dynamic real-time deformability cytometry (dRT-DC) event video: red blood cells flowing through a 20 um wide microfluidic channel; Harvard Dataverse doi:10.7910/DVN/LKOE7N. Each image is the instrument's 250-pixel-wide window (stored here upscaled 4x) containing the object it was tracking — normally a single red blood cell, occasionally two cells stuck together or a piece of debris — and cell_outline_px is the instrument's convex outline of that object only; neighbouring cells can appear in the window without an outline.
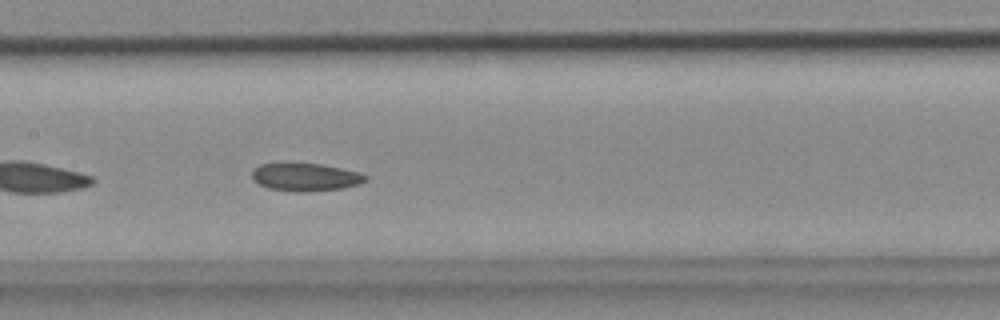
{"species": "common noctule bat (a hibernating species)", "species_latin": "Nyctalus noctula", "temperature_condition": "cold", "stored_images_in_passage": 52, "camera_frame_rate_fps": 3000, "um_per_image_px": 0.085, "animal": {"sex": "female", "body_mass_g": 18.4}, "frame": {"image": 1, "passage_image": 24, "time_ms": 7.667, "image_size_px": [1000, 320], "cell_outline_px": [[368, 180], [360, 184], [340, 188], [308, 192], [296, 192], [268, 188], [252, 180], [252, 172], [260, 164], [324, 164], [356, 172], [368, 176]], "centroid_in_image_um": [25.97, 15.07], "position_along_channel_um": 181.4, "area_um2": 18.21}}
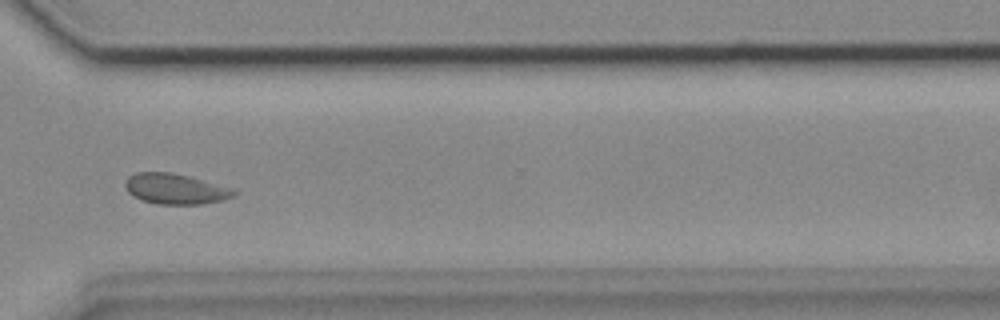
{"frame": {"image": 2, "passage_image": 38, "time_ms": 12.333, "image_size_px": [1000, 320], "cell_outline_px": [[240, 192], [224, 200], [200, 204], [156, 204], [140, 200], [132, 196], [128, 192], [124, 184], [124, 180], [128, 176], [136, 172], [172, 172], [236, 188]], "centroid_in_image_um": [14.92, 16.05], "position_along_channel_um": 355.7, "area_um2": 19.71}}
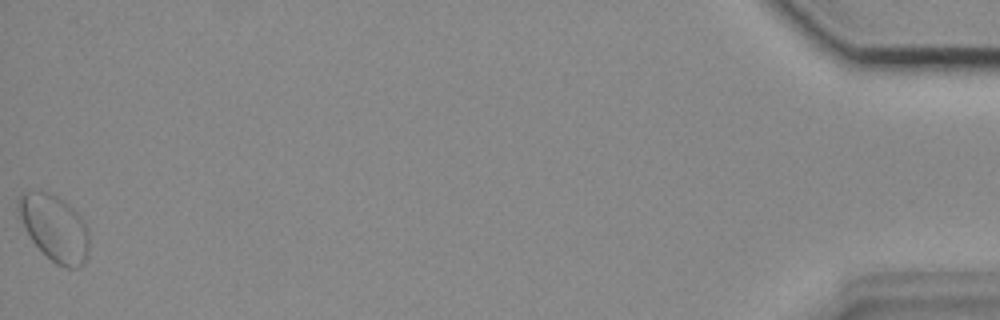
{"frame": {"image": 3, "passage_image": 52, "time_ms": 17.0, "image_size_px": [1000, 320], "cell_outline_px": [[88, 256], [84, 264], [76, 268], [64, 268], [56, 264], [32, 240], [24, 228], [16, 212], [16, 200], [24, 192], [48, 192], [56, 196], [68, 204], [84, 220], [88, 232]], "centroid_in_image_um": [4.62, 19.38], "position_along_channel_um": 430.6, "area_um2": 27.22}}